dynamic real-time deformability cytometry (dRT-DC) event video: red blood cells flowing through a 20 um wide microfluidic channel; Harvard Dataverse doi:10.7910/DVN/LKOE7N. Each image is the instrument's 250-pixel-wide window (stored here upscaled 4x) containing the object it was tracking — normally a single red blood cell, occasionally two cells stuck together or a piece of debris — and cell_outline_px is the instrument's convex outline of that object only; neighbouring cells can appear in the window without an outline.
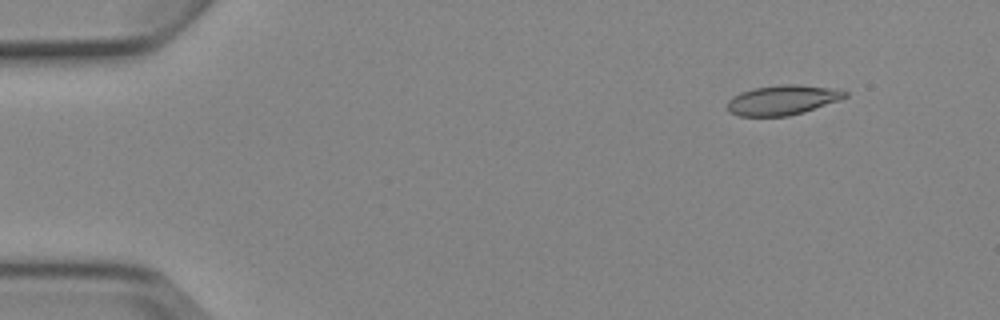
{"species": "Egyptian fruit bat (a non-hibernating species)", "species_latin": "Rousettus aegyptiacus", "temperature_condition": "cold", "stored_images_in_passage": 5, "camera_frame_rate_fps": 3000, "um_per_image_px": 0.085, "animal": {"sex": "female"}, "frame": {"image": 1, "passage_image": 1, "time_ms": 0.0, "image_size_px": [1000, 320], "cell_outline_px": [[848, 96], [840, 100], [804, 112], [788, 116], [740, 116], [728, 112], [728, 100], [732, 96], [740, 92], [752, 88], [784, 84], [796, 84], [840, 88], [848, 92]], "centroid_in_image_um": [66.55, 8.49], "position_along_channel_um": 18.4, "area_um2": 20.75}}
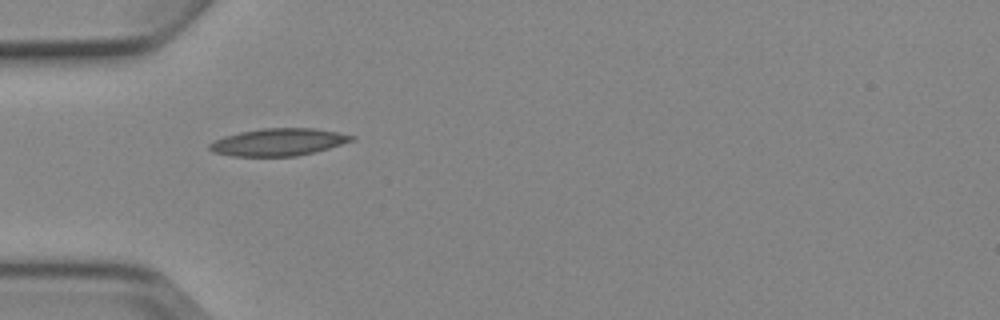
{"frame": {"image": 2, "passage_image": 4, "time_ms": 3.667, "image_size_px": [1000, 320], "cell_outline_px": [[356, 140], [328, 148], [296, 156], [232, 156], [212, 152], [208, 148], [208, 144], [224, 136], [240, 132], [264, 128], [316, 128], [356, 136]], "centroid_in_image_um": [23.66, 12.07], "position_along_channel_um": 61.3, "area_um2": 22.54}}
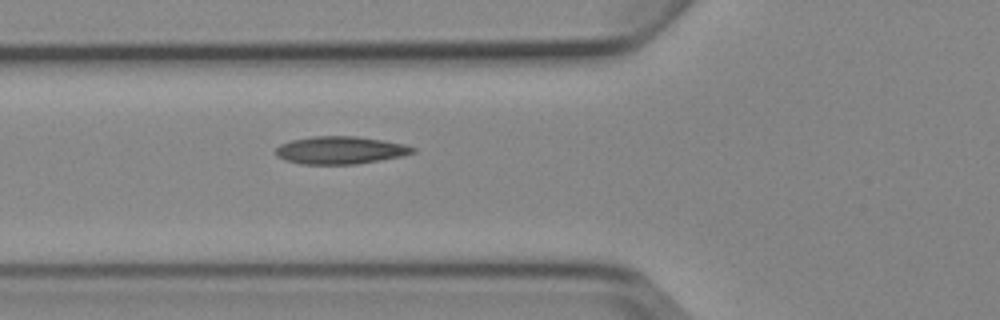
{"frame": {"image": 3, "passage_image": 5, "time_ms": 4.667, "image_size_px": [1000, 320], "cell_outline_px": [[416, 152], [400, 156], [380, 160], [356, 164], [300, 164], [284, 160], [276, 156], [276, 148], [280, 144], [292, 140], [312, 136], [356, 136], [384, 140], [404, 144], [416, 148]], "centroid_in_image_um": [28.91, 12.76], "position_along_channel_um": 96.9, "area_um2": 22.14}}